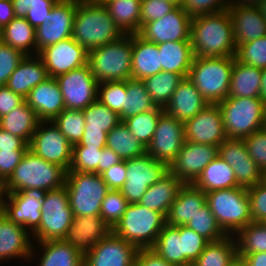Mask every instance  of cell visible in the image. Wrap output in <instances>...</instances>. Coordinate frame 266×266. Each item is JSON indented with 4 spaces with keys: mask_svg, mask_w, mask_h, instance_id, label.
Returning <instances> with one entry per match:
<instances>
[{
    "mask_svg": "<svg viewBox=\"0 0 266 266\" xmlns=\"http://www.w3.org/2000/svg\"><path fill=\"white\" fill-rule=\"evenodd\" d=\"M58 0H34L32 9H29L25 19L35 29L41 24H48L51 10Z\"/></svg>",
    "mask_w": 266,
    "mask_h": 266,
    "instance_id": "cell-59",
    "label": "cell"
},
{
    "mask_svg": "<svg viewBox=\"0 0 266 266\" xmlns=\"http://www.w3.org/2000/svg\"><path fill=\"white\" fill-rule=\"evenodd\" d=\"M167 1H170V2H173L174 4H176L177 6H181L183 0H167Z\"/></svg>",
    "mask_w": 266,
    "mask_h": 266,
    "instance_id": "cell-76",
    "label": "cell"
},
{
    "mask_svg": "<svg viewBox=\"0 0 266 266\" xmlns=\"http://www.w3.org/2000/svg\"><path fill=\"white\" fill-rule=\"evenodd\" d=\"M123 34L141 29V0H100Z\"/></svg>",
    "mask_w": 266,
    "mask_h": 266,
    "instance_id": "cell-34",
    "label": "cell"
},
{
    "mask_svg": "<svg viewBox=\"0 0 266 266\" xmlns=\"http://www.w3.org/2000/svg\"><path fill=\"white\" fill-rule=\"evenodd\" d=\"M262 129L266 130V105H265V112H264V117H263Z\"/></svg>",
    "mask_w": 266,
    "mask_h": 266,
    "instance_id": "cell-75",
    "label": "cell"
},
{
    "mask_svg": "<svg viewBox=\"0 0 266 266\" xmlns=\"http://www.w3.org/2000/svg\"><path fill=\"white\" fill-rule=\"evenodd\" d=\"M157 46L162 71L174 72L186 78L194 59L191 41L164 42Z\"/></svg>",
    "mask_w": 266,
    "mask_h": 266,
    "instance_id": "cell-32",
    "label": "cell"
},
{
    "mask_svg": "<svg viewBox=\"0 0 266 266\" xmlns=\"http://www.w3.org/2000/svg\"><path fill=\"white\" fill-rule=\"evenodd\" d=\"M241 259L245 266H266V252L247 254Z\"/></svg>",
    "mask_w": 266,
    "mask_h": 266,
    "instance_id": "cell-68",
    "label": "cell"
},
{
    "mask_svg": "<svg viewBox=\"0 0 266 266\" xmlns=\"http://www.w3.org/2000/svg\"><path fill=\"white\" fill-rule=\"evenodd\" d=\"M15 17H25L29 9H32L34 0H12Z\"/></svg>",
    "mask_w": 266,
    "mask_h": 266,
    "instance_id": "cell-69",
    "label": "cell"
},
{
    "mask_svg": "<svg viewBox=\"0 0 266 266\" xmlns=\"http://www.w3.org/2000/svg\"><path fill=\"white\" fill-rule=\"evenodd\" d=\"M67 171L27 150L11 176L0 186V193L19 192L26 188L55 190L65 185Z\"/></svg>",
    "mask_w": 266,
    "mask_h": 266,
    "instance_id": "cell-3",
    "label": "cell"
},
{
    "mask_svg": "<svg viewBox=\"0 0 266 266\" xmlns=\"http://www.w3.org/2000/svg\"><path fill=\"white\" fill-rule=\"evenodd\" d=\"M192 18L176 6L159 20L144 24L137 33L144 40L160 44L172 41H190Z\"/></svg>",
    "mask_w": 266,
    "mask_h": 266,
    "instance_id": "cell-17",
    "label": "cell"
},
{
    "mask_svg": "<svg viewBox=\"0 0 266 266\" xmlns=\"http://www.w3.org/2000/svg\"><path fill=\"white\" fill-rule=\"evenodd\" d=\"M151 249L172 265L183 266L180 226L165 224Z\"/></svg>",
    "mask_w": 266,
    "mask_h": 266,
    "instance_id": "cell-42",
    "label": "cell"
},
{
    "mask_svg": "<svg viewBox=\"0 0 266 266\" xmlns=\"http://www.w3.org/2000/svg\"><path fill=\"white\" fill-rule=\"evenodd\" d=\"M15 18L12 0H0V28L3 29Z\"/></svg>",
    "mask_w": 266,
    "mask_h": 266,
    "instance_id": "cell-66",
    "label": "cell"
},
{
    "mask_svg": "<svg viewBox=\"0 0 266 266\" xmlns=\"http://www.w3.org/2000/svg\"><path fill=\"white\" fill-rule=\"evenodd\" d=\"M39 266H83V255L65 240L39 242Z\"/></svg>",
    "mask_w": 266,
    "mask_h": 266,
    "instance_id": "cell-37",
    "label": "cell"
},
{
    "mask_svg": "<svg viewBox=\"0 0 266 266\" xmlns=\"http://www.w3.org/2000/svg\"><path fill=\"white\" fill-rule=\"evenodd\" d=\"M2 42V29L0 28V43Z\"/></svg>",
    "mask_w": 266,
    "mask_h": 266,
    "instance_id": "cell-78",
    "label": "cell"
},
{
    "mask_svg": "<svg viewBox=\"0 0 266 266\" xmlns=\"http://www.w3.org/2000/svg\"><path fill=\"white\" fill-rule=\"evenodd\" d=\"M243 139L250 157L262 172L266 170V130L260 129Z\"/></svg>",
    "mask_w": 266,
    "mask_h": 266,
    "instance_id": "cell-56",
    "label": "cell"
},
{
    "mask_svg": "<svg viewBox=\"0 0 266 266\" xmlns=\"http://www.w3.org/2000/svg\"><path fill=\"white\" fill-rule=\"evenodd\" d=\"M82 111L85 117V129L102 130L108 133L121 122L118 113L110 110L98 100L89 104Z\"/></svg>",
    "mask_w": 266,
    "mask_h": 266,
    "instance_id": "cell-46",
    "label": "cell"
},
{
    "mask_svg": "<svg viewBox=\"0 0 266 266\" xmlns=\"http://www.w3.org/2000/svg\"><path fill=\"white\" fill-rule=\"evenodd\" d=\"M126 160L111 166L101 174L109 190H120L126 181Z\"/></svg>",
    "mask_w": 266,
    "mask_h": 266,
    "instance_id": "cell-61",
    "label": "cell"
},
{
    "mask_svg": "<svg viewBox=\"0 0 266 266\" xmlns=\"http://www.w3.org/2000/svg\"><path fill=\"white\" fill-rule=\"evenodd\" d=\"M209 103L203 98L196 86L188 79L183 78L175 89L164 111L169 115L185 122L193 118Z\"/></svg>",
    "mask_w": 266,
    "mask_h": 266,
    "instance_id": "cell-27",
    "label": "cell"
},
{
    "mask_svg": "<svg viewBox=\"0 0 266 266\" xmlns=\"http://www.w3.org/2000/svg\"><path fill=\"white\" fill-rule=\"evenodd\" d=\"M183 245V266H191L207 246L209 241L186 225L180 226Z\"/></svg>",
    "mask_w": 266,
    "mask_h": 266,
    "instance_id": "cell-53",
    "label": "cell"
},
{
    "mask_svg": "<svg viewBox=\"0 0 266 266\" xmlns=\"http://www.w3.org/2000/svg\"><path fill=\"white\" fill-rule=\"evenodd\" d=\"M260 98L266 104V68L262 69V81L260 88Z\"/></svg>",
    "mask_w": 266,
    "mask_h": 266,
    "instance_id": "cell-71",
    "label": "cell"
},
{
    "mask_svg": "<svg viewBox=\"0 0 266 266\" xmlns=\"http://www.w3.org/2000/svg\"><path fill=\"white\" fill-rule=\"evenodd\" d=\"M228 266H245L241 258H236L231 264Z\"/></svg>",
    "mask_w": 266,
    "mask_h": 266,
    "instance_id": "cell-73",
    "label": "cell"
},
{
    "mask_svg": "<svg viewBox=\"0 0 266 266\" xmlns=\"http://www.w3.org/2000/svg\"><path fill=\"white\" fill-rule=\"evenodd\" d=\"M263 0H235L231 1V6H258Z\"/></svg>",
    "mask_w": 266,
    "mask_h": 266,
    "instance_id": "cell-70",
    "label": "cell"
},
{
    "mask_svg": "<svg viewBox=\"0 0 266 266\" xmlns=\"http://www.w3.org/2000/svg\"><path fill=\"white\" fill-rule=\"evenodd\" d=\"M219 156L231 166L239 186L249 188L262 182V171L250 157L244 139L227 138L219 145Z\"/></svg>",
    "mask_w": 266,
    "mask_h": 266,
    "instance_id": "cell-22",
    "label": "cell"
},
{
    "mask_svg": "<svg viewBox=\"0 0 266 266\" xmlns=\"http://www.w3.org/2000/svg\"><path fill=\"white\" fill-rule=\"evenodd\" d=\"M176 6V4L167 0H142L141 27L148 22L159 20Z\"/></svg>",
    "mask_w": 266,
    "mask_h": 266,
    "instance_id": "cell-58",
    "label": "cell"
},
{
    "mask_svg": "<svg viewBox=\"0 0 266 266\" xmlns=\"http://www.w3.org/2000/svg\"><path fill=\"white\" fill-rule=\"evenodd\" d=\"M126 91L127 93L124 100V107L118 113L121 122L132 116L150 111L157 107L152 101V98L146 90L145 84L142 80H126Z\"/></svg>",
    "mask_w": 266,
    "mask_h": 266,
    "instance_id": "cell-39",
    "label": "cell"
},
{
    "mask_svg": "<svg viewBox=\"0 0 266 266\" xmlns=\"http://www.w3.org/2000/svg\"><path fill=\"white\" fill-rule=\"evenodd\" d=\"M262 69L239 62L236 58L231 74L229 97H260Z\"/></svg>",
    "mask_w": 266,
    "mask_h": 266,
    "instance_id": "cell-33",
    "label": "cell"
},
{
    "mask_svg": "<svg viewBox=\"0 0 266 266\" xmlns=\"http://www.w3.org/2000/svg\"><path fill=\"white\" fill-rule=\"evenodd\" d=\"M52 122L72 145L79 143L82 139L85 130V117L82 110L65 108Z\"/></svg>",
    "mask_w": 266,
    "mask_h": 266,
    "instance_id": "cell-48",
    "label": "cell"
},
{
    "mask_svg": "<svg viewBox=\"0 0 266 266\" xmlns=\"http://www.w3.org/2000/svg\"><path fill=\"white\" fill-rule=\"evenodd\" d=\"M262 182L266 185V170L262 172Z\"/></svg>",
    "mask_w": 266,
    "mask_h": 266,
    "instance_id": "cell-77",
    "label": "cell"
},
{
    "mask_svg": "<svg viewBox=\"0 0 266 266\" xmlns=\"http://www.w3.org/2000/svg\"><path fill=\"white\" fill-rule=\"evenodd\" d=\"M42 216L39 226L31 233L38 242L64 240L73 213L69 205L66 186L47 191L42 201Z\"/></svg>",
    "mask_w": 266,
    "mask_h": 266,
    "instance_id": "cell-10",
    "label": "cell"
},
{
    "mask_svg": "<svg viewBox=\"0 0 266 266\" xmlns=\"http://www.w3.org/2000/svg\"><path fill=\"white\" fill-rule=\"evenodd\" d=\"M184 131L187 141L218 147L228 138L218 104L207 105L193 118L185 121Z\"/></svg>",
    "mask_w": 266,
    "mask_h": 266,
    "instance_id": "cell-21",
    "label": "cell"
},
{
    "mask_svg": "<svg viewBox=\"0 0 266 266\" xmlns=\"http://www.w3.org/2000/svg\"><path fill=\"white\" fill-rule=\"evenodd\" d=\"M67 172H89L101 175V149L73 146L72 161Z\"/></svg>",
    "mask_w": 266,
    "mask_h": 266,
    "instance_id": "cell-49",
    "label": "cell"
},
{
    "mask_svg": "<svg viewBox=\"0 0 266 266\" xmlns=\"http://www.w3.org/2000/svg\"><path fill=\"white\" fill-rule=\"evenodd\" d=\"M29 231L13 223L2 212L0 213V261L11 258H20L30 261L33 257L34 247L30 241Z\"/></svg>",
    "mask_w": 266,
    "mask_h": 266,
    "instance_id": "cell-25",
    "label": "cell"
},
{
    "mask_svg": "<svg viewBox=\"0 0 266 266\" xmlns=\"http://www.w3.org/2000/svg\"><path fill=\"white\" fill-rule=\"evenodd\" d=\"M48 124H51L50 127H47ZM29 150L45 161L60 165L69 171L73 145L52 121L39 122L29 143Z\"/></svg>",
    "mask_w": 266,
    "mask_h": 266,
    "instance_id": "cell-13",
    "label": "cell"
},
{
    "mask_svg": "<svg viewBox=\"0 0 266 266\" xmlns=\"http://www.w3.org/2000/svg\"><path fill=\"white\" fill-rule=\"evenodd\" d=\"M87 64L99 83L132 79V34L88 51Z\"/></svg>",
    "mask_w": 266,
    "mask_h": 266,
    "instance_id": "cell-5",
    "label": "cell"
},
{
    "mask_svg": "<svg viewBox=\"0 0 266 266\" xmlns=\"http://www.w3.org/2000/svg\"><path fill=\"white\" fill-rule=\"evenodd\" d=\"M166 224V217L139 204L130 203L112 232L138 249L152 248Z\"/></svg>",
    "mask_w": 266,
    "mask_h": 266,
    "instance_id": "cell-6",
    "label": "cell"
},
{
    "mask_svg": "<svg viewBox=\"0 0 266 266\" xmlns=\"http://www.w3.org/2000/svg\"><path fill=\"white\" fill-rule=\"evenodd\" d=\"M135 266H175L167 262L151 248L139 249Z\"/></svg>",
    "mask_w": 266,
    "mask_h": 266,
    "instance_id": "cell-64",
    "label": "cell"
},
{
    "mask_svg": "<svg viewBox=\"0 0 266 266\" xmlns=\"http://www.w3.org/2000/svg\"><path fill=\"white\" fill-rule=\"evenodd\" d=\"M126 93V80L100 82L97 100L110 110L119 113L124 107Z\"/></svg>",
    "mask_w": 266,
    "mask_h": 266,
    "instance_id": "cell-51",
    "label": "cell"
},
{
    "mask_svg": "<svg viewBox=\"0 0 266 266\" xmlns=\"http://www.w3.org/2000/svg\"><path fill=\"white\" fill-rule=\"evenodd\" d=\"M121 161L122 159L111 148L105 146L101 149V174Z\"/></svg>",
    "mask_w": 266,
    "mask_h": 266,
    "instance_id": "cell-67",
    "label": "cell"
},
{
    "mask_svg": "<svg viewBox=\"0 0 266 266\" xmlns=\"http://www.w3.org/2000/svg\"><path fill=\"white\" fill-rule=\"evenodd\" d=\"M2 42L25 55H31L32 52L28 49L33 47L36 50V29L25 17H15L2 29Z\"/></svg>",
    "mask_w": 266,
    "mask_h": 266,
    "instance_id": "cell-40",
    "label": "cell"
},
{
    "mask_svg": "<svg viewBox=\"0 0 266 266\" xmlns=\"http://www.w3.org/2000/svg\"><path fill=\"white\" fill-rule=\"evenodd\" d=\"M138 250L111 231L83 255V266H135Z\"/></svg>",
    "mask_w": 266,
    "mask_h": 266,
    "instance_id": "cell-18",
    "label": "cell"
},
{
    "mask_svg": "<svg viewBox=\"0 0 266 266\" xmlns=\"http://www.w3.org/2000/svg\"><path fill=\"white\" fill-rule=\"evenodd\" d=\"M258 7L262 13L263 18L266 20V0L261 1Z\"/></svg>",
    "mask_w": 266,
    "mask_h": 266,
    "instance_id": "cell-72",
    "label": "cell"
},
{
    "mask_svg": "<svg viewBox=\"0 0 266 266\" xmlns=\"http://www.w3.org/2000/svg\"><path fill=\"white\" fill-rule=\"evenodd\" d=\"M27 150L0 151V186L11 176Z\"/></svg>",
    "mask_w": 266,
    "mask_h": 266,
    "instance_id": "cell-60",
    "label": "cell"
},
{
    "mask_svg": "<svg viewBox=\"0 0 266 266\" xmlns=\"http://www.w3.org/2000/svg\"><path fill=\"white\" fill-rule=\"evenodd\" d=\"M186 226L193 229L209 242L218 241L227 236L218 225L216 218L207 203L196 212Z\"/></svg>",
    "mask_w": 266,
    "mask_h": 266,
    "instance_id": "cell-47",
    "label": "cell"
},
{
    "mask_svg": "<svg viewBox=\"0 0 266 266\" xmlns=\"http://www.w3.org/2000/svg\"><path fill=\"white\" fill-rule=\"evenodd\" d=\"M184 122L165 111L160 115L151 143L146 152L155 160L168 166L175 160L185 143Z\"/></svg>",
    "mask_w": 266,
    "mask_h": 266,
    "instance_id": "cell-15",
    "label": "cell"
},
{
    "mask_svg": "<svg viewBox=\"0 0 266 266\" xmlns=\"http://www.w3.org/2000/svg\"><path fill=\"white\" fill-rule=\"evenodd\" d=\"M39 122L36 112L24 101L0 118V128L22 138L29 145Z\"/></svg>",
    "mask_w": 266,
    "mask_h": 266,
    "instance_id": "cell-36",
    "label": "cell"
},
{
    "mask_svg": "<svg viewBox=\"0 0 266 266\" xmlns=\"http://www.w3.org/2000/svg\"><path fill=\"white\" fill-rule=\"evenodd\" d=\"M184 77L174 72L161 71L142 80L156 106L165 108Z\"/></svg>",
    "mask_w": 266,
    "mask_h": 266,
    "instance_id": "cell-43",
    "label": "cell"
},
{
    "mask_svg": "<svg viewBox=\"0 0 266 266\" xmlns=\"http://www.w3.org/2000/svg\"><path fill=\"white\" fill-rule=\"evenodd\" d=\"M132 79L144 80L162 71L160 53L156 43L132 34Z\"/></svg>",
    "mask_w": 266,
    "mask_h": 266,
    "instance_id": "cell-30",
    "label": "cell"
},
{
    "mask_svg": "<svg viewBox=\"0 0 266 266\" xmlns=\"http://www.w3.org/2000/svg\"><path fill=\"white\" fill-rule=\"evenodd\" d=\"M29 145L20 137L0 128V151L2 150H28Z\"/></svg>",
    "mask_w": 266,
    "mask_h": 266,
    "instance_id": "cell-65",
    "label": "cell"
},
{
    "mask_svg": "<svg viewBox=\"0 0 266 266\" xmlns=\"http://www.w3.org/2000/svg\"><path fill=\"white\" fill-rule=\"evenodd\" d=\"M124 35L101 1L77 3L72 38L87 52Z\"/></svg>",
    "mask_w": 266,
    "mask_h": 266,
    "instance_id": "cell-2",
    "label": "cell"
},
{
    "mask_svg": "<svg viewBox=\"0 0 266 266\" xmlns=\"http://www.w3.org/2000/svg\"><path fill=\"white\" fill-rule=\"evenodd\" d=\"M235 58L250 66L266 68V36L238 45Z\"/></svg>",
    "mask_w": 266,
    "mask_h": 266,
    "instance_id": "cell-52",
    "label": "cell"
},
{
    "mask_svg": "<svg viewBox=\"0 0 266 266\" xmlns=\"http://www.w3.org/2000/svg\"><path fill=\"white\" fill-rule=\"evenodd\" d=\"M25 101L40 121H53L65 109L60 86L52 77L35 86Z\"/></svg>",
    "mask_w": 266,
    "mask_h": 266,
    "instance_id": "cell-24",
    "label": "cell"
},
{
    "mask_svg": "<svg viewBox=\"0 0 266 266\" xmlns=\"http://www.w3.org/2000/svg\"><path fill=\"white\" fill-rule=\"evenodd\" d=\"M107 143V132L95 129H85L82 139L73 146H85L96 149H103Z\"/></svg>",
    "mask_w": 266,
    "mask_h": 266,
    "instance_id": "cell-63",
    "label": "cell"
},
{
    "mask_svg": "<svg viewBox=\"0 0 266 266\" xmlns=\"http://www.w3.org/2000/svg\"><path fill=\"white\" fill-rule=\"evenodd\" d=\"M250 215L254 222H266V185L263 182L247 188Z\"/></svg>",
    "mask_w": 266,
    "mask_h": 266,
    "instance_id": "cell-57",
    "label": "cell"
},
{
    "mask_svg": "<svg viewBox=\"0 0 266 266\" xmlns=\"http://www.w3.org/2000/svg\"><path fill=\"white\" fill-rule=\"evenodd\" d=\"M126 181L120 189L129 203H138L148 187L169 172V166L152 158L147 152L126 160Z\"/></svg>",
    "mask_w": 266,
    "mask_h": 266,
    "instance_id": "cell-11",
    "label": "cell"
},
{
    "mask_svg": "<svg viewBox=\"0 0 266 266\" xmlns=\"http://www.w3.org/2000/svg\"><path fill=\"white\" fill-rule=\"evenodd\" d=\"M234 235L209 242L191 266H228L237 258V243ZM235 239V240H234Z\"/></svg>",
    "mask_w": 266,
    "mask_h": 266,
    "instance_id": "cell-38",
    "label": "cell"
},
{
    "mask_svg": "<svg viewBox=\"0 0 266 266\" xmlns=\"http://www.w3.org/2000/svg\"><path fill=\"white\" fill-rule=\"evenodd\" d=\"M193 184L205 193L239 186L233 169L219 155L204 168Z\"/></svg>",
    "mask_w": 266,
    "mask_h": 266,
    "instance_id": "cell-35",
    "label": "cell"
},
{
    "mask_svg": "<svg viewBox=\"0 0 266 266\" xmlns=\"http://www.w3.org/2000/svg\"><path fill=\"white\" fill-rule=\"evenodd\" d=\"M25 98L13 92L6 85L0 86V118L21 105Z\"/></svg>",
    "mask_w": 266,
    "mask_h": 266,
    "instance_id": "cell-62",
    "label": "cell"
},
{
    "mask_svg": "<svg viewBox=\"0 0 266 266\" xmlns=\"http://www.w3.org/2000/svg\"><path fill=\"white\" fill-rule=\"evenodd\" d=\"M190 41L194 57H235L237 46L228 10L192 18Z\"/></svg>",
    "mask_w": 266,
    "mask_h": 266,
    "instance_id": "cell-1",
    "label": "cell"
},
{
    "mask_svg": "<svg viewBox=\"0 0 266 266\" xmlns=\"http://www.w3.org/2000/svg\"><path fill=\"white\" fill-rule=\"evenodd\" d=\"M235 57H194L188 79L209 104L229 98Z\"/></svg>",
    "mask_w": 266,
    "mask_h": 266,
    "instance_id": "cell-4",
    "label": "cell"
},
{
    "mask_svg": "<svg viewBox=\"0 0 266 266\" xmlns=\"http://www.w3.org/2000/svg\"><path fill=\"white\" fill-rule=\"evenodd\" d=\"M65 186L73 216H99L109 191L101 175L89 172H67Z\"/></svg>",
    "mask_w": 266,
    "mask_h": 266,
    "instance_id": "cell-9",
    "label": "cell"
},
{
    "mask_svg": "<svg viewBox=\"0 0 266 266\" xmlns=\"http://www.w3.org/2000/svg\"><path fill=\"white\" fill-rule=\"evenodd\" d=\"M182 185L183 183L169 171L159 181L148 187L138 203L166 217Z\"/></svg>",
    "mask_w": 266,
    "mask_h": 266,
    "instance_id": "cell-31",
    "label": "cell"
},
{
    "mask_svg": "<svg viewBox=\"0 0 266 266\" xmlns=\"http://www.w3.org/2000/svg\"><path fill=\"white\" fill-rule=\"evenodd\" d=\"M163 112L164 108L157 106L155 109L125 119L123 122L131 134L147 147L152 141L158 119Z\"/></svg>",
    "mask_w": 266,
    "mask_h": 266,
    "instance_id": "cell-45",
    "label": "cell"
},
{
    "mask_svg": "<svg viewBox=\"0 0 266 266\" xmlns=\"http://www.w3.org/2000/svg\"><path fill=\"white\" fill-rule=\"evenodd\" d=\"M219 155L216 145L185 141L169 171L183 184H193L204 168Z\"/></svg>",
    "mask_w": 266,
    "mask_h": 266,
    "instance_id": "cell-16",
    "label": "cell"
},
{
    "mask_svg": "<svg viewBox=\"0 0 266 266\" xmlns=\"http://www.w3.org/2000/svg\"><path fill=\"white\" fill-rule=\"evenodd\" d=\"M46 193V190L34 188H26L19 192L0 193L2 213L13 223L22 225L26 229L29 228L32 233L40 224L42 201ZM4 197L7 198V201Z\"/></svg>",
    "mask_w": 266,
    "mask_h": 266,
    "instance_id": "cell-12",
    "label": "cell"
},
{
    "mask_svg": "<svg viewBox=\"0 0 266 266\" xmlns=\"http://www.w3.org/2000/svg\"><path fill=\"white\" fill-rule=\"evenodd\" d=\"M37 57L33 59L32 55H26L6 83L8 88L24 98L35 86L49 78L42 59Z\"/></svg>",
    "mask_w": 266,
    "mask_h": 266,
    "instance_id": "cell-29",
    "label": "cell"
},
{
    "mask_svg": "<svg viewBox=\"0 0 266 266\" xmlns=\"http://www.w3.org/2000/svg\"><path fill=\"white\" fill-rule=\"evenodd\" d=\"M38 56L52 78L83 67L88 60V52L72 37L44 47Z\"/></svg>",
    "mask_w": 266,
    "mask_h": 266,
    "instance_id": "cell-19",
    "label": "cell"
},
{
    "mask_svg": "<svg viewBox=\"0 0 266 266\" xmlns=\"http://www.w3.org/2000/svg\"><path fill=\"white\" fill-rule=\"evenodd\" d=\"M60 86L65 108L83 110L97 100L99 82L86 64L55 78Z\"/></svg>",
    "mask_w": 266,
    "mask_h": 266,
    "instance_id": "cell-14",
    "label": "cell"
},
{
    "mask_svg": "<svg viewBox=\"0 0 266 266\" xmlns=\"http://www.w3.org/2000/svg\"><path fill=\"white\" fill-rule=\"evenodd\" d=\"M237 257L266 252V223L252 221L236 233Z\"/></svg>",
    "mask_w": 266,
    "mask_h": 266,
    "instance_id": "cell-44",
    "label": "cell"
},
{
    "mask_svg": "<svg viewBox=\"0 0 266 266\" xmlns=\"http://www.w3.org/2000/svg\"><path fill=\"white\" fill-rule=\"evenodd\" d=\"M231 0H183L181 7L191 17L216 13L228 9Z\"/></svg>",
    "mask_w": 266,
    "mask_h": 266,
    "instance_id": "cell-54",
    "label": "cell"
},
{
    "mask_svg": "<svg viewBox=\"0 0 266 266\" xmlns=\"http://www.w3.org/2000/svg\"><path fill=\"white\" fill-rule=\"evenodd\" d=\"M129 204L120 190H109L102 201L99 216L113 229L121 220Z\"/></svg>",
    "mask_w": 266,
    "mask_h": 266,
    "instance_id": "cell-50",
    "label": "cell"
},
{
    "mask_svg": "<svg viewBox=\"0 0 266 266\" xmlns=\"http://www.w3.org/2000/svg\"><path fill=\"white\" fill-rule=\"evenodd\" d=\"M265 105L260 97H229L218 103L227 137L243 139L262 129Z\"/></svg>",
    "mask_w": 266,
    "mask_h": 266,
    "instance_id": "cell-8",
    "label": "cell"
},
{
    "mask_svg": "<svg viewBox=\"0 0 266 266\" xmlns=\"http://www.w3.org/2000/svg\"><path fill=\"white\" fill-rule=\"evenodd\" d=\"M206 203L214 214L218 225L227 235L236 234L253 221L250 215L247 188L238 186L208 192L206 193Z\"/></svg>",
    "mask_w": 266,
    "mask_h": 266,
    "instance_id": "cell-7",
    "label": "cell"
},
{
    "mask_svg": "<svg viewBox=\"0 0 266 266\" xmlns=\"http://www.w3.org/2000/svg\"><path fill=\"white\" fill-rule=\"evenodd\" d=\"M76 3L99 2L100 0H68Z\"/></svg>",
    "mask_w": 266,
    "mask_h": 266,
    "instance_id": "cell-74",
    "label": "cell"
},
{
    "mask_svg": "<svg viewBox=\"0 0 266 266\" xmlns=\"http://www.w3.org/2000/svg\"><path fill=\"white\" fill-rule=\"evenodd\" d=\"M206 204V193L194 184H183L166 215V224L187 225L191 218Z\"/></svg>",
    "mask_w": 266,
    "mask_h": 266,
    "instance_id": "cell-28",
    "label": "cell"
},
{
    "mask_svg": "<svg viewBox=\"0 0 266 266\" xmlns=\"http://www.w3.org/2000/svg\"><path fill=\"white\" fill-rule=\"evenodd\" d=\"M25 56L22 51L3 42L0 43V86L6 85L10 75Z\"/></svg>",
    "mask_w": 266,
    "mask_h": 266,
    "instance_id": "cell-55",
    "label": "cell"
},
{
    "mask_svg": "<svg viewBox=\"0 0 266 266\" xmlns=\"http://www.w3.org/2000/svg\"><path fill=\"white\" fill-rule=\"evenodd\" d=\"M236 46L266 36V20L258 6H230Z\"/></svg>",
    "mask_w": 266,
    "mask_h": 266,
    "instance_id": "cell-26",
    "label": "cell"
},
{
    "mask_svg": "<svg viewBox=\"0 0 266 266\" xmlns=\"http://www.w3.org/2000/svg\"><path fill=\"white\" fill-rule=\"evenodd\" d=\"M106 146L111 148L122 160L146 153V147L131 134L124 122H120L107 133Z\"/></svg>",
    "mask_w": 266,
    "mask_h": 266,
    "instance_id": "cell-41",
    "label": "cell"
},
{
    "mask_svg": "<svg viewBox=\"0 0 266 266\" xmlns=\"http://www.w3.org/2000/svg\"><path fill=\"white\" fill-rule=\"evenodd\" d=\"M77 9V3L68 0H58L52 10L48 24H41L36 28V52L46 46L72 37L73 21Z\"/></svg>",
    "mask_w": 266,
    "mask_h": 266,
    "instance_id": "cell-20",
    "label": "cell"
},
{
    "mask_svg": "<svg viewBox=\"0 0 266 266\" xmlns=\"http://www.w3.org/2000/svg\"><path fill=\"white\" fill-rule=\"evenodd\" d=\"M111 231L100 216H73L64 240L84 255Z\"/></svg>",
    "mask_w": 266,
    "mask_h": 266,
    "instance_id": "cell-23",
    "label": "cell"
}]
</instances>
